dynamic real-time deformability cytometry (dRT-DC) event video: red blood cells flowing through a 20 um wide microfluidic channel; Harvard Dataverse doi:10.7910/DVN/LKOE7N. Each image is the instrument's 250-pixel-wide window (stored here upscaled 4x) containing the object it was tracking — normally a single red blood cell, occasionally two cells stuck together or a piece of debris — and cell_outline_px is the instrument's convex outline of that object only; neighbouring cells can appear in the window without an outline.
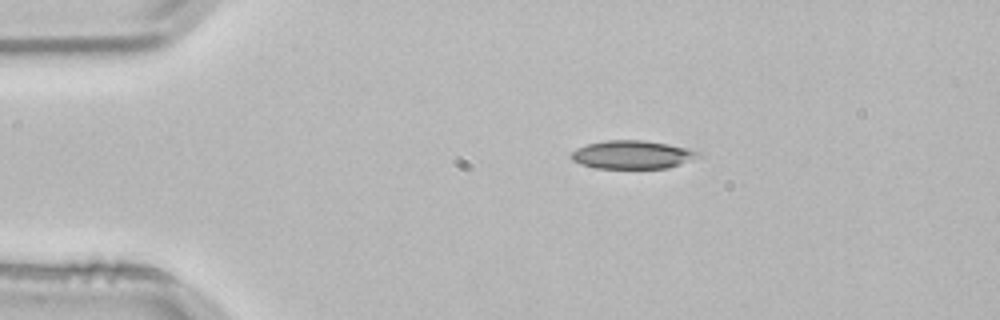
{"species": "common noctule bat (a hibernating species)", "species_latin": "Nyctalus noctula", "temperature_condition": "room temperature", "stored_images_in_passage": 3, "segment_of_instrument_passage": [1, 2], "camera_frame_rate_fps": 3000, "um_per_image_px": 0.085, "animal": {"sex": "male", "body_mass_g": 21.5, "forearm_length_mm": 52.0}, "frame": {"image": 1, "passage_image": 1, "time_ms": 0.0, "image_size_px": [1000, 320], "cell_outline_px": [[700, 156], [680, 164], [668, 168], [596, 168], [580, 164], [572, 160], [572, 152], [576, 148], [588, 144], [608, 140], [644, 140], [668, 144], [688, 148], [700, 152]], "centroid_in_image_um": [53.75, 13.14], "position_along_channel_um": 31.3, "area_um2": 20.81}}